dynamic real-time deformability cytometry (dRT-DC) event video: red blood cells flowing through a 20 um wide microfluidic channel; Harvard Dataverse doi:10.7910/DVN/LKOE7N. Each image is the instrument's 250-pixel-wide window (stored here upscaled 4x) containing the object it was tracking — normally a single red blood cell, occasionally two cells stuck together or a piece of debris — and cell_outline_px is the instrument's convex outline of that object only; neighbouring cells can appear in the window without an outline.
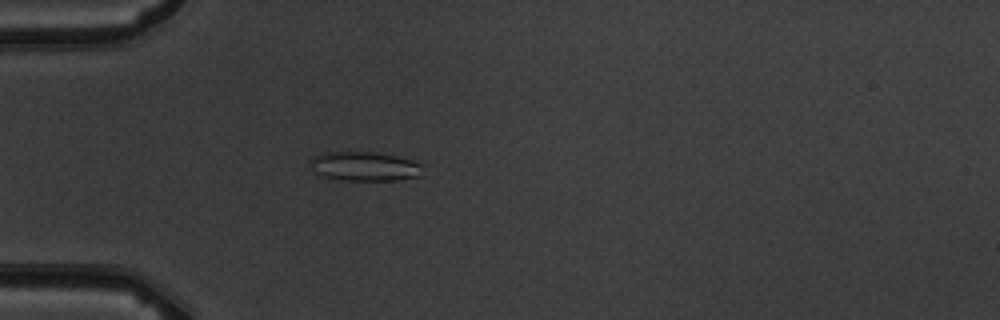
{"species": "common noctule bat (a hibernating species)", "species_latin": "Nyctalus noctula", "temperature_condition": "warm", "stored_images_in_passage": 1, "camera_frame_rate_fps": 3000, "um_per_image_px": 0.085, "animal": {"sex": "male", "body_mass_g": 19.5, "forearm_length_mm": 54.6}, "frame": {"image": 1, "passage_image": 1, "time_ms": 0.0, "image_size_px": [1000, 320], "cell_outline_px": [[424, 164], [420, 176], [396, 180], [344, 180], [320, 176], [308, 164], [312, 156], [324, 152], [348, 148], [376, 152], [396, 156], [412, 160]], "centroid_in_image_um": [30.93, 14.08], "position_along_channel_um": 54.1, "area_um2": 20.11}}